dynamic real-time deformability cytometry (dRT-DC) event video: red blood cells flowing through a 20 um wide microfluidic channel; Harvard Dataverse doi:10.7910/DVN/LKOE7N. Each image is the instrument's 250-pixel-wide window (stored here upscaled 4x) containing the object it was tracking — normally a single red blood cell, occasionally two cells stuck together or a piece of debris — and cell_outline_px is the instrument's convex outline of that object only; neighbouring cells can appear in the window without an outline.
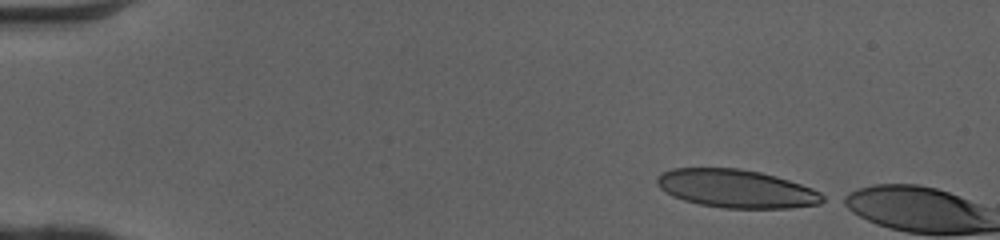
{"species": "human", "species_latin": "Homo sapiens", "temperature_condition": "cold", "stored_images_in_passage": 4, "camera_frame_rate_fps": 3000, "um_per_image_px": 0.085, "donor": {"sex": "female"}, "frame": {"image": 1, "passage_image": 1, "time_ms": 0.0, "image_size_px": [1000, 240], "cell_outline_px": [[828, 200], [820, 204], [788, 208], [724, 208], [700, 204], [684, 200], [672, 196], [660, 188], [656, 184], [656, 176], [672, 168], [740, 168], [760, 172], [776, 176], [812, 188], [828, 196]], "centroid_in_image_um": [62.62, 16.04], "position_along_channel_um": 22.4, "area_um2": 37.11}}